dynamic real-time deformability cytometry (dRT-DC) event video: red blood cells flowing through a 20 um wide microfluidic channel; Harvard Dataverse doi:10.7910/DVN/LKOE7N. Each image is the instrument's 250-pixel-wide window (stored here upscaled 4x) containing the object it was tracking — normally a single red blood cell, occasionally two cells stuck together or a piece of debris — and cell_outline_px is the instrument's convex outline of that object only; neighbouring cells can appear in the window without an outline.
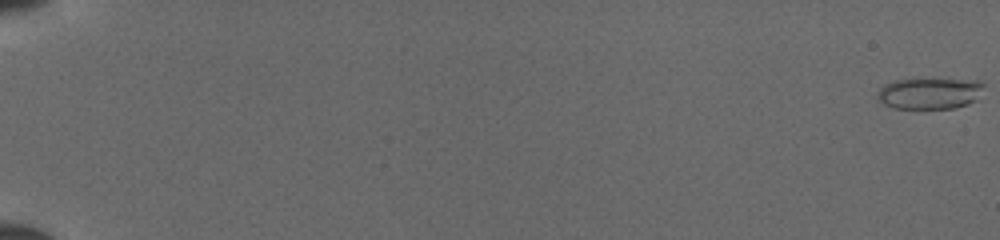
{"species": "common noctule bat (a hibernating species)", "species_latin": "Nyctalus noctula", "temperature_condition": "cold", "stored_images_in_passage": 10, "camera_frame_rate_fps": 3000, "um_per_image_px": 0.085, "animal": {"sex": "female", "body_mass_g": 19.5, "forearm_length_mm": 54.1}, "frame": {"image": 1, "passage_image": 1, "time_ms": 0.0, "image_size_px": [1000, 240], "cell_outline_px": [[984, 84], [980, 100], [956, 108], [896, 108], [884, 104], [876, 96], [876, 92], [884, 84], [896, 80], [912, 76], [920, 76], [984, 80]], "centroid_in_image_um": [79.09, 7.86], "position_along_channel_um": 5.9, "area_um2": 20.81}}